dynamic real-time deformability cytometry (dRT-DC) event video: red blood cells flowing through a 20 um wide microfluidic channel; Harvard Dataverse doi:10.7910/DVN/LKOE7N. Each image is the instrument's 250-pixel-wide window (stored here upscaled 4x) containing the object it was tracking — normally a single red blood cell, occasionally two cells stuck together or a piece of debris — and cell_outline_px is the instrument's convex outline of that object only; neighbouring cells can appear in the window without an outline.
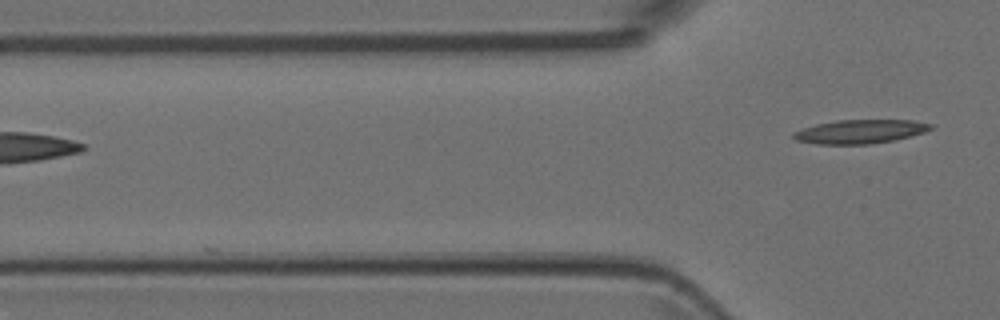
{"species": "Egyptian fruit bat (a non-hibernating species)", "species_latin": "Rousettus aegyptiacus", "temperature_condition": "room temperature", "stored_images_in_passage": 4, "segment_of_instrument_passage": [2, 2], "camera_frame_rate_fps": 3000, "um_per_image_px": 0.085, "animal": {"sex": "female"}, "frame": {"image": 1, "passage_image": 4, "time_ms": 1.0, "image_size_px": [1000, 320], "cell_outline_px": [[932, 128], [924, 132], [896, 140], [872, 144], [816, 144], [796, 140], [792, 136], [792, 132], [816, 124], [836, 120], [912, 120], [932, 124]], "centroid_in_image_um": [73.1, 11.18], "position_along_channel_um": 52.7, "area_um2": 19.07}}